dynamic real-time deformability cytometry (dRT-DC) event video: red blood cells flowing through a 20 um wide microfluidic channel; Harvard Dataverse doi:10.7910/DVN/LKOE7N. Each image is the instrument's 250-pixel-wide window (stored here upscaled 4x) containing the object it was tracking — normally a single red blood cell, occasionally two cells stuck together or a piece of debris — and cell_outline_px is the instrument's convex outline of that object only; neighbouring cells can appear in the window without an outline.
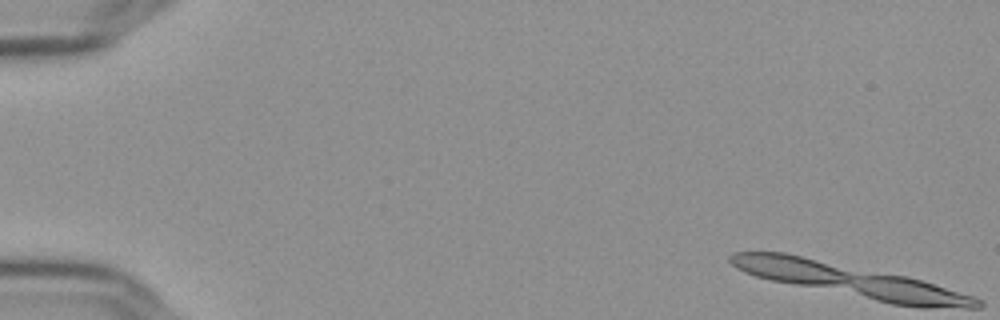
{"species": "Egyptian fruit bat (a non-hibernating species)", "species_latin": "Rousettus aegyptiacus", "temperature_condition": "cold", "stored_images_in_passage": 46, "camera_frame_rate_fps": 3000, "um_per_image_px": 0.085, "frame": {"image": 1, "passage_image": 1, "time_ms": 0.0, "image_size_px": [1000, 320], "cell_outline_px": [[956, 304], [900, 304], [884, 300], [876, 296], [876, 276], [896, 276], [916, 280], [940, 288], [948, 292]], "centroid_in_image_um": [77.37, 24.79], "position_along_channel_um": 7.6, "area_um2": 11.85}}
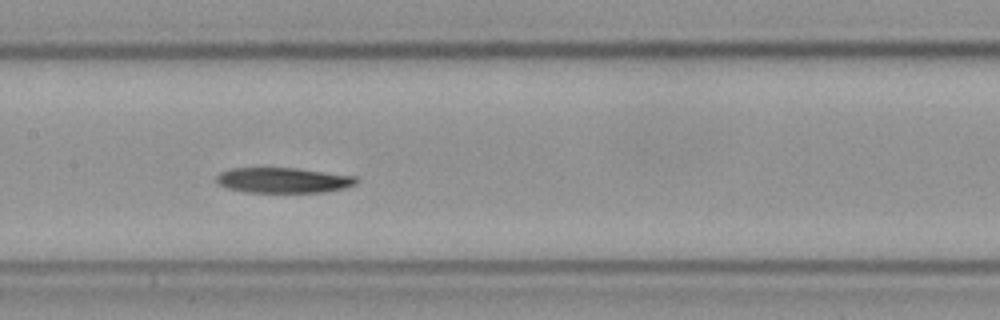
{"frame": {"image": 2, "passage_image": 30, "time_ms": 9.667, "image_size_px": [1000, 320], "cell_outline_px": [[352, 180], [344, 184], [328, 188], [252, 188], [232, 184], [224, 180], [224, 176], [232, 172], [260, 168], [272, 168], [308, 172], [332, 176]], "centroid_in_image_um": [24.01, 15.23], "position_along_channel_um": 183.4, "area_um2": 13.53}}
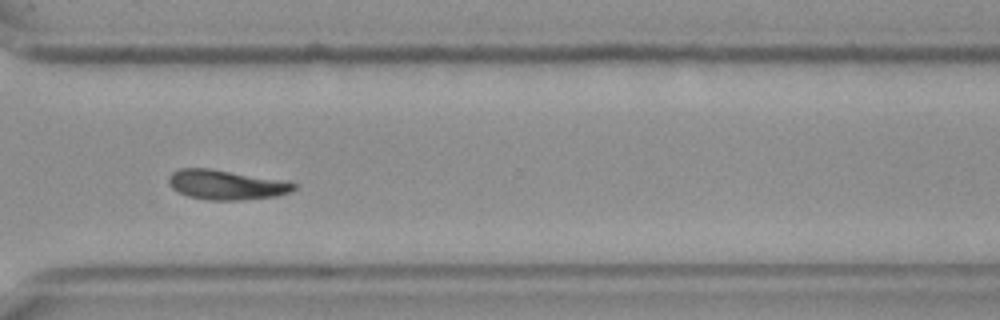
{"frame": {"image": 3, "passage_image": 44, "time_ms": 14.333, "image_size_px": [1000, 320], "cell_outline_px": [[292, 188], [280, 192], [256, 196], [200, 196], [188, 192], [180, 188], [172, 180], [180, 172], [220, 172], [292, 184]], "centroid_in_image_um": [19.29, 15.69], "position_along_channel_um": 351.3, "area_um2": 15.37}}